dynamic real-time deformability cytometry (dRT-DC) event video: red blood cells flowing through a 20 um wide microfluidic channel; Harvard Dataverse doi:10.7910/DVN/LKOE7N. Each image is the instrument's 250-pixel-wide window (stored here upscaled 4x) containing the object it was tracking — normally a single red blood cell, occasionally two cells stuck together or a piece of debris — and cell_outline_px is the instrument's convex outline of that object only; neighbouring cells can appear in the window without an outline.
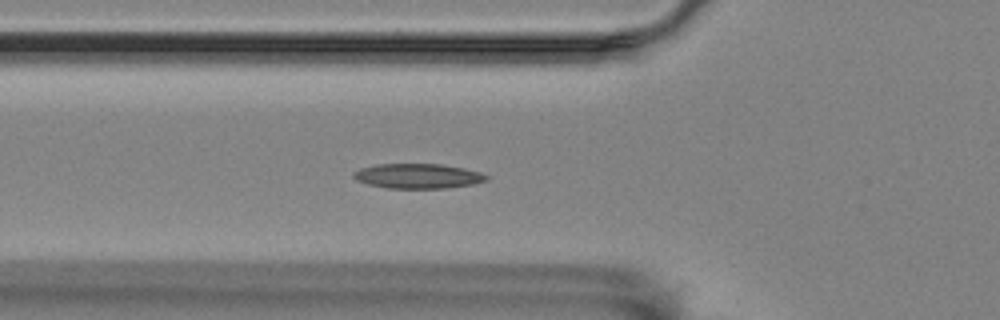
{"species": "Egyptian fruit bat (a non-hibernating species)", "species_latin": "Rousettus aegyptiacus", "temperature_condition": "room temperature", "stored_images_in_passage": 40, "camera_frame_rate_fps": 3000, "um_per_image_px": 0.085, "animal": {"sex": "female"}, "frame": {"image": 1, "passage_image": 2, "time_ms": 0.333, "image_size_px": [1000, 320], "cell_outline_px": [[488, 180], [472, 184], [448, 188], [388, 188], [368, 184], [356, 180], [352, 176], [352, 172], [360, 168], [376, 164], [440, 164], [480, 172], [488, 176]], "centroid_in_image_um": [35.47, 14.96], "position_along_channel_um": 90.3, "area_um2": 19.13}}
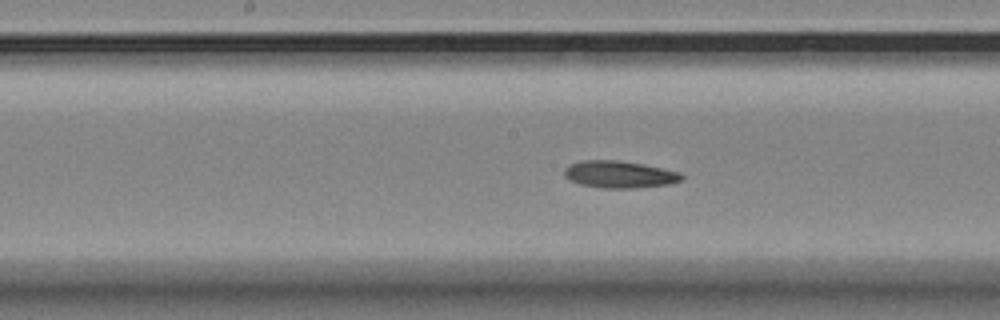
{"frame": {"image": 2, "passage_image": 11, "time_ms": 3.333, "image_size_px": [1000, 320], "cell_outline_px": [[684, 180], [668, 184], [636, 188], [604, 188], [580, 184], [568, 180], [564, 176], [564, 168], [568, 164], [580, 160], [620, 160], [644, 164], [680, 172], [684, 176]], "centroid_in_image_um": [52.63, 14.81], "position_along_channel_um": 195.6, "area_um2": 18.79}}
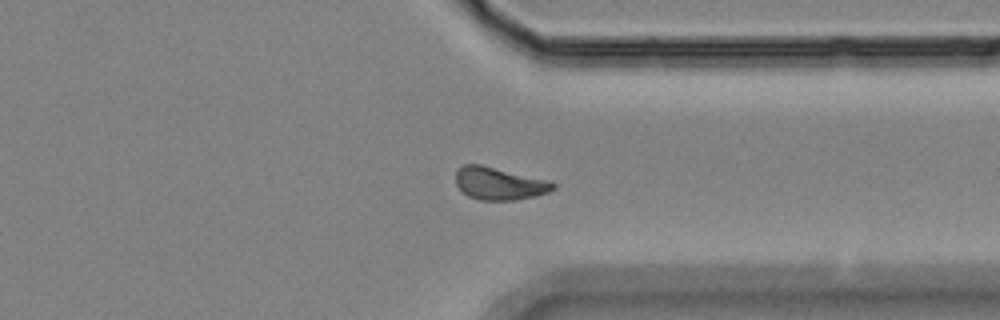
{"frame": {"image": 3, "passage_image": 26, "time_ms": 8.333, "image_size_px": [1000, 320], "cell_outline_px": [[556, 188], [548, 192], [536, 196], [516, 200], [480, 200], [468, 196], [456, 184], [456, 172], [464, 164], [480, 164], [552, 180], [556, 184]], "centroid_in_image_um": [42.5, 15.59], "position_along_channel_um": 368.9, "area_um2": 18.67}}